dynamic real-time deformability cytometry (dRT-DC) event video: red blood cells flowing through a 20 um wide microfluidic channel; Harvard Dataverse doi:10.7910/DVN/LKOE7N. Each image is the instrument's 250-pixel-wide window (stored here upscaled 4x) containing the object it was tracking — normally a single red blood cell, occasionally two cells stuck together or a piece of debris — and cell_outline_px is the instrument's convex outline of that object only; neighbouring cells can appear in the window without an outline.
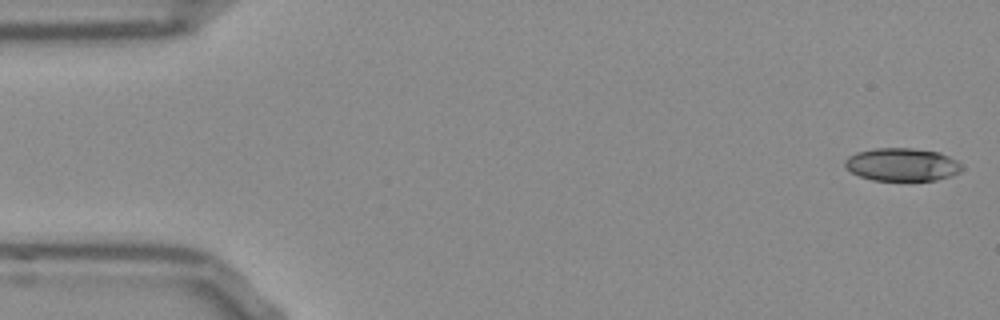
{"species": "Egyptian fruit bat (a non-hibernating species)", "species_latin": "Rousettus aegyptiacus", "temperature_condition": "room temperature", "stored_images_in_passage": 52, "camera_frame_rate_fps": 3000, "um_per_image_px": 0.085, "frame": {"image": 1, "passage_image": 1, "time_ms": 0.0, "image_size_px": [1000, 320], "cell_outline_px": [[964, 168], [960, 172], [952, 176], [936, 180], [872, 180], [860, 176], [852, 172], [844, 164], [844, 160], [848, 156], [856, 152], [876, 148], [912, 148], [940, 152], [964, 164]], "centroid_in_image_um": [76.72, 13.98], "position_along_channel_um": 8.3, "area_um2": 22.6}}
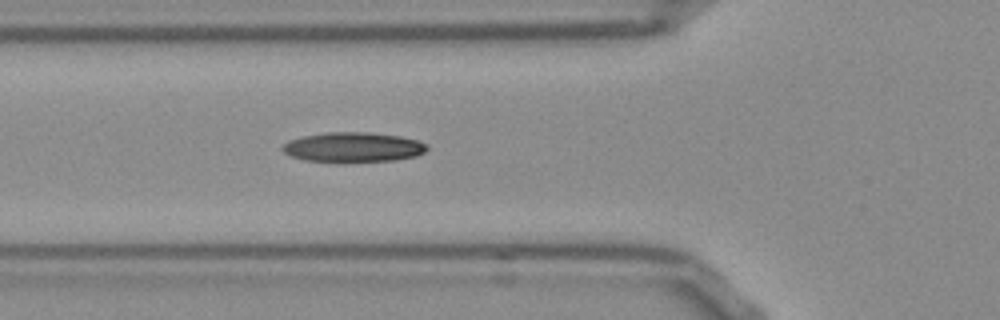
{"frame": {"image": 2, "passage_image": 18, "time_ms": 5.667, "image_size_px": [1000, 320], "cell_outline_px": [[428, 148], [424, 152], [416, 156], [396, 160], [304, 160], [292, 156], [284, 152], [280, 148], [288, 140], [304, 136], [328, 132], [372, 132], [400, 136], [416, 140], [428, 144]], "centroid_in_image_um": [30.04, 12.48], "position_along_channel_um": 95.8, "area_um2": 24.51}}
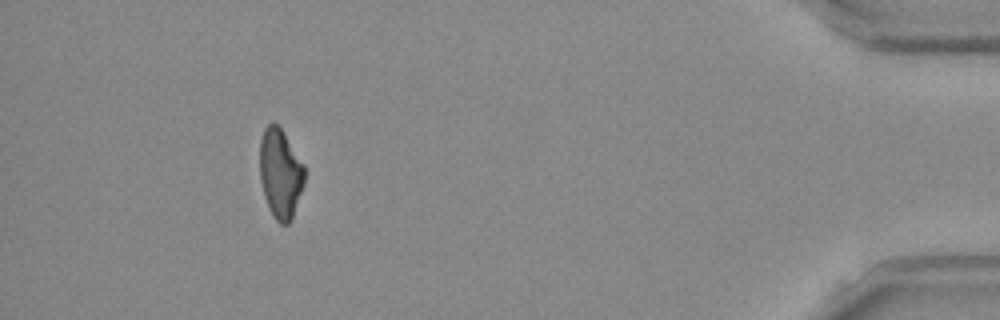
{"frame": {"image": 3, "passage_image": 48, "time_ms": 15.667, "image_size_px": [1000, 320], "cell_outline_px": [[304, 184], [292, 216], [288, 224], [280, 224], [276, 220], [268, 208], [264, 196], [260, 180], [260, 140], [264, 128], [268, 124], [276, 124], [284, 132], [304, 164]], "centroid_in_image_um": [23.82, 14.74], "position_along_channel_um": 411.4, "area_um2": 23.24}, "authors_computed_cell_mechanics": {"area_um2": 23.9581, "velocity_mm_per_s": 3.8, "shape_relaxation_time_tau1_ms": 10.4012, "shape_relaxation_time_tau2_ms": null, "deformation_change_tau1": 0.2338, "deformation_change_tau2": null}}